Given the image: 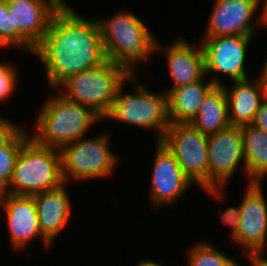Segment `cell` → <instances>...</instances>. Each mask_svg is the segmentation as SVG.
Returning <instances> with one entry per match:
<instances>
[{
    "label": "cell",
    "instance_id": "6da1fadb",
    "mask_svg": "<svg viewBox=\"0 0 267 266\" xmlns=\"http://www.w3.org/2000/svg\"><path fill=\"white\" fill-rule=\"evenodd\" d=\"M68 5L65 2L53 16L34 51L44 66L52 94L70 76L107 60L97 19L82 17Z\"/></svg>",
    "mask_w": 267,
    "mask_h": 266
},
{
    "label": "cell",
    "instance_id": "7a4b0ae2",
    "mask_svg": "<svg viewBox=\"0 0 267 266\" xmlns=\"http://www.w3.org/2000/svg\"><path fill=\"white\" fill-rule=\"evenodd\" d=\"M53 95L36 117V133L30 134L37 144L60 149L84 138L94 123L103 120L91 108L69 100L63 94Z\"/></svg>",
    "mask_w": 267,
    "mask_h": 266
},
{
    "label": "cell",
    "instance_id": "3957f363",
    "mask_svg": "<svg viewBox=\"0 0 267 266\" xmlns=\"http://www.w3.org/2000/svg\"><path fill=\"white\" fill-rule=\"evenodd\" d=\"M97 21L106 59L125 66L132 74L139 61L147 60L160 47L146 24L132 12L124 10Z\"/></svg>",
    "mask_w": 267,
    "mask_h": 266
},
{
    "label": "cell",
    "instance_id": "277c9868",
    "mask_svg": "<svg viewBox=\"0 0 267 266\" xmlns=\"http://www.w3.org/2000/svg\"><path fill=\"white\" fill-rule=\"evenodd\" d=\"M63 184L59 149L39 145L30 137L21 146L4 193L32 196L57 189Z\"/></svg>",
    "mask_w": 267,
    "mask_h": 266
},
{
    "label": "cell",
    "instance_id": "5b68a950",
    "mask_svg": "<svg viewBox=\"0 0 267 266\" xmlns=\"http://www.w3.org/2000/svg\"><path fill=\"white\" fill-rule=\"evenodd\" d=\"M133 74L123 65L106 60L101 65L76 73L57 90L80 105L87 106L104 118L111 110L117 92Z\"/></svg>",
    "mask_w": 267,
    "mask_h": 266
},
{
    "label": "cell",
    "instance_id": "8992f818",
    "mask_svg": "<svg viewBox=\"0 0 267 266\" xmlns=\"http://www.w3.org/2000/svg\"><path fill=\"white\" fill-rule=\"evenodd\" d=\"M128 82L134 84L136 92L122 94V85L113 101L111 110L103 119H112L154 130L157 134V141H161L170 124L167 93H151L146 86L138 82L135 74L128 79Z\"/></svg>",
    "mask_w": 267,
    "mask_h": 266
},
{
    "label": "cell",
    "instance_id": "52a82bcc",
    "mask_svg": "<svg viewBox=\"0 0 267 266\" xmlns=\"http://www.w3.org/2000/svg\"><path fill=\"white\" fill-rule=\"evenodd\" d=\"M161 142L175 155L193 184L217 198L223 195V188H209L207 135L190 123H170Z\"/></svg>",
    "mask_w": 267,
    "mask_h": 266
},
{
    "label": "cell",
    "instance_id": "ba28073f",
    "mask_svg": "<svg viewBox=\"0 0 267 266\" xmlns=\"http://www.w3.org/2000/svg\"><path fill=\"white\" fill-rule=\"evenodd\" d=\"M61 173L65 183L69 178L84 181L111 176L118 159L109 147L108 135L81 138L62 146ZM70 176V177H69Z\"/></svg>",
    "mask_w": 267,
    "mask_h": 266
},
{
    "label": "cell",
    "instance_id": "9c48e42d",
    "mask_svg": "<svg viewBox=\"0 0 267 266\" xmlns=\"http://www.w3.org/2000/svg\"><path fill=\"white\" fill-rule=\"evenodd\" d=\"M63 0H6L18 29V47L34 54Z\"/></svg>",
    "mask_w": 267,
    "mask_h": 266
},
{
    "label": "cell",
    "instance_id": "30bf717a",
    "mask_svg": "<svg viewBox=\"0 0 267 266\" xmlns=\"http://www.w3.org/2000/svg\"><path fill=\"white\" fill-rule=\"evenodd\" d=\"M244 164L241 126H232L208 136L209 188H225L237 166Z\"/></svg>",
    "mask_w": 267,
    "mask_h": 266
},
{
    "label": "cell",
    "instance_id": "8fae6325",
    "mask_svg": "<svg viewBox=\"0 0 267 266\" xmlns=\"http://www.w3.org/2000/svg\"><path fill=\"white\" fill-rule=\"evenodd\" d=\"M261 184H247L243 200L240 201L239 230L233 239L243 247V251L255 255L265 254L267 246V200Z\"/></svg>",
    "mask_w": 267,
    "mask_h": 266
},
{
    "label": "cell",
    "instance_id": "7c38bea8",
    "mask_svg": "<svg viewBox=\"0 0 267 266\" xmlns=\"http://www.w3.org/2000/svg\"><path fill=\"white\" fill-rule=\"evenodd\" d=\"M205 74L227 75L233 81L248 78L245 68L246 50L253 36L203 37Z\"/></svg>",
    "mask_w": 267,
    "mask_h": 266
},
{
    "label": "cell",
    "instance_id": "4fadbf2b",
    "mask_svg": "<svg viewBox=\"0 0 267 266\" xmlns=\"http://www.w3.org/2000/svg\"><path fill=\"white\" fill-rule=\"evenodd\" d=\"M156 143V157L149 187L154 208L174 204L187 188L194 185L183 172L175 155L161 141Z\"/></svg>",
    "mask_w": 267,
    "mask_h": 266
},
{
    "label": "cell",
    "instance_id": "5bb4252c",
    "mask_svg": "<svg viewBox=\"0 0 267 266\" xmlns=\"http://www.w3.org/2000/svg\"><path fill=\"white\" fill-rule=\"evenodd\" d=\"M204 37L254 36L259 0H215ZM252 20V21H251Z\"/></svg>",
    "mask_w": 267,
    "mask_h": 266
},
{
    "label": "cell",
    "instance_id": "9a60e30c",
    "mask_svg": "<svg viewBox=\"0 0 267 266\" xmlns=\"http://www.w3.org/2000/svg\"><path fill=\"white\" fill-rule=\"evenodd\" d=\"M0 206L4 208L9 239L14 248L21 249L37 237L43 239L46 247H51V244L42 236L33 196L2 192Z\"/></svg>",
    "mask_w": 267,
    "mask_h": 266
},
{
    "label": "cell",
    "instance_id": "2e32d148",
    "mask_svg": "<svg viewBox=\"0 0 267 266\" xmlns=\"http://www.w3.org/2000/svg\"><path fill=\"white\" fill-rule=\"evenodd\" d=\"M250 80L247 78L233 81V87L229 89L222 85L228 101V118L232 126L251 124L255 113L267 98V84L260 76L254 80V84Z\"/></svg>",
    "mask_w": 267,
    "mask_h": 266
},
{
    "label": "cell",
    "instance_id": "e0dca14e",
    "mask_svg": "<svg viewBox=\"0 0 267 266\" xmlns=\"http://www.w3.org/2000/svg\"><path fill=\"white\" fill-rule=\"evenodd\" d=\"M171 44L164 53L166 54V62H168V71L171 80H173V86L166 93L173 88L197 82L206 75L204 52L201 44L193 46L182 38Z\"/></svg>",
    "mask_w": 267,
    "mask_h": 266
},
{
    "label": "cell",
    "instance_id": "ac0fdd59",
    "mask_svg": "<svg viewBox=\"0 0 267 266\" xmlns=\"http://www.w3.org/2000/svg\"><path fill=\"white\" fill-rule=\"evenodd\" d=\"M32 196L38 211L42 236L52 245L69 222L72 205L67 194L66 183L57 189Z\"/></svg>",
    "mask_w": 267,
    "mask_h": 266
},
{
    "label": "cell",
    "instance_id": "d6986e66",
    "mask_svg": "<svg viewBox=\"0 0 267 266\" xmlns=\"http://www.w3.org/2000/svg\"><path fill=\"white\" fill-rule=\"evenodd\" d=\"M205 75L192 84L179 86L167 93L168 118L170 123H190L196 116L205 97L216 87L222 86L220 77L209 79Z\"/></svg>",
    "mask_w": 267,
    "mask_h": 266
},
{
    "label": "cell",
    "instance_id": "ffe728a7",
    "mask_svg": "<svg viewBox=\"0 0 267 266\" xmlns=\"http://www.w3.org/2000/svg\"><path fill=\"white\" fill-rule=\"evenodd\" d=\"M190 124L207 136L230 126L228 101L222 86H216L205 97Z\"/></svg>",
    "mask_w": 267,
    "mask_h": 266
},
{
    "label": "cell",
    "instance_id": "44dd1931",
    "mask_svg": "<svg viewBox=\"0 0 267 266\" xmlns=\"http://www.w3.org/2000/svg\"><path fill=\"white\" fill-rule=\"evenodd\" d=\"M248 184L267 178V133L253 125L241 126Z\"/></svg>",
    "mask_w": 267,
    "mask_h": 266
},
{
    "label": "cell",
    "instance_id": "7402d4cb",
    "mask_svg": "<svg viewBox=\"0 0 267 266\" xmlns=\"http://www.w3.org/2000/svg\"><path fill=\"white\" fill-rule=\"evenodd\" d=\"M27 132L21 128L3 147H0V193L8 188L21 146L30 138Z\"/></svg>",
    "mask_w": 267,
    "mask_h": 266
},
{
    "label": "cell",
    "instance_id": "603a6c76",
    "mask_svg": "<svg viewBox=\"0 0 267 266\" xmlns=\"http://www.w3.org/2000/svg\"><path fill=\"white\" fill-rule=\"evenodd\" d=\"M188 251V266H222L228 258L227 254H222L213 245L205 241H200L192 246Z\"/></svg>",
    "mask_w": 267,
    "mask_h": 266
},
{
    "label": "cell",
    "instance_id": "cb8c5ba5",
    "mask_svg": "<svg viewBox=\"0 0 267 266\" xmlns=\"http://www.w3.org/2000/svg\"><path fill=\"white\" fill-rule=\"evenodd\" d=\"M0 42L8 47L18 46V29L6 0H0Z\"/></svg>",
    "mask_w": 267,
    "mask_h": 266
},
{
    "label": "cell",
    "instance_id": "d4e9b609",
    "mask_svg": "<svg viewBox=\"0 0 267 266\" xmlns=\"http://www.w3.org/2000/svg\"><path fill=\"white\" fill-rule=\"evenodd\" d=\"M10 64L0 63V101L9 99L17 85L18 72L16 67Z\"/></svg>",
    "mask_w": 267,
    "mask_h": 266
},
{
    "label": "cell",
    "instance_id": "484cf974",
    "mask_svg": "<svg viewBox=\"0 0 267 266\" xmlns=\"http://www.w3.org/2000/svg\"><path fill=\"white\" fill-rule=\"evenodd\" d=\"M219 215L221 216V221L231 227V237L234 239L239 230L241 216L240 205L238 208H227L224 212L221 211Z\"/></svg>",
    "mask_w": 267,
    "mask_h": 266
},
{
    "label": "cell",
    "instance_id": "4316f807",
    "mask_svg": "<svg viewBox=\"0 0 267 266\" xmlns=\"http://www.w3.org/2000/svg\"><path fill=\"white\" fill-rule=\"evenodd\" d=\"M14 123L0 116V147H3L21 129Z\"/></svg>",
    "mask_w": 267,
    "mask_h": 266
},
{
    "label": "cell",
    "instance_id": "83f0119b",
    "mask_svg": "<svg viewBox=\"0 0 267 266\" xmlns=\"http://www.w3.org/2000/svg\"><path fill=\"white\" fill-rule=\"evenodd\" d=\"M251 125L267 133V98L259 110L255 113Z\"/></svg>",
    "mask_w": 267,
    "mask_h": 266
},
{
    "label": "cell",
    "instance_id": "f1b7e54d",
    "mask_svg": "<svg viewBox=\"0 0 267 266\" xmlns=\"http://www.w3.org/2000/svg\"><path fill=\"white\" fill-rule=\"evenodd\" d=\"M243 253L248 258V261L251 263L252 266H267V259L264 255H255L249 252L243 251Z\"/></svg>",
    "mask_w": 267,
    "mask_h": 266
},
{
    "label": "cell",
    "instance_id": "f546056e",
    "mask_svg": "<svg viewBox=\"0 0 267 266\" xmlns=\"http://www.w3.org/2000/svg\"><path fill=\"white\" fill-rule=\"evenodd\" d=\"M263 3V4H262ZM259 4H262L261 6L263 7L262 8V11L260 12V16L257 18V24L260 25H263V26H267V0H259Z\"/></svg>",
    "mask_w": 267,
    "mask_h": 266
},
{
    "label": "cell",
    "instance_id": "4dcf8cb0",
    "mask_svg": "<svg viewBox=\"0 0 267 266\" xmlns=\"http://www.w3.org/2000/svg\"><path fill=\"white\" fill-rule=\"evenodd\" d=\"M261 74L259 75L260 78L267 84V57L261 69Z\"/></svg>",
    "mask_w": 267,
    "mask_h": 266
},
{
    "label": "cell",
    "instance_id": "1f68e13d",
    "mask_svg": "<svg viewBox=\"0 0 267 266\" xmlns=\"http://www.w3.org/2000/svg\"><path fill=\"white\" fill-rule=\"evenodd\" d=\"M137 266H162V265L161 263L147 259L138 263Z\"/></svg>",
    "mask_w": 267,
    "mask_h": 266
},
{
    "label": "cell",
    "instance_id": "d6a6232c",
    "mask_svg": "<svg viewBox=\"0 0 267 266\" xmlns=\"http://www.w3.org/2000/svg\"><path fill=\"white\" fill-rule=\"evenodd\" d=\"M222 266H240L237 261L231 259V257H228L222 264Z\"/></svg>",
    "mask_w": 267,
    "mask_h": 266
}]
</instances>
